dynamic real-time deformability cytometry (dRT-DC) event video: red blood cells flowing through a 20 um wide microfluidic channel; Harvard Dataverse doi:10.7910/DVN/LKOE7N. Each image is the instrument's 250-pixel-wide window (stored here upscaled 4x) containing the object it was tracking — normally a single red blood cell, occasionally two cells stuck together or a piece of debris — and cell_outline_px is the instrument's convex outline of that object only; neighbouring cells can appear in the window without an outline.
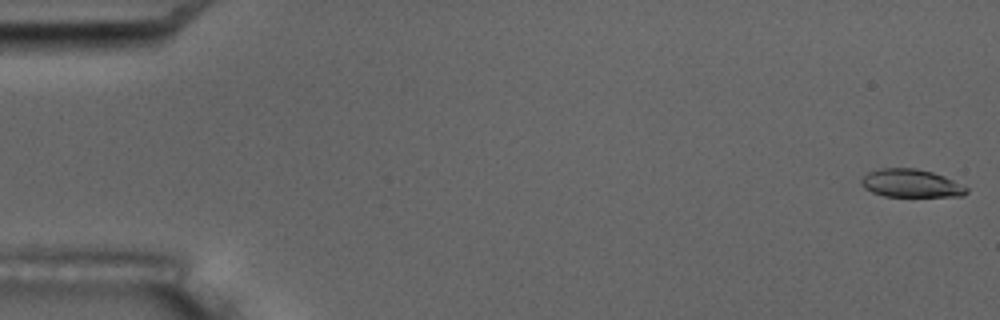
{"species": "common noctule bat (a hibernating species)", "species_latin": "Nyctalus noctula", "temperature_condition": "room temperature", "stored_images_in_passage": 6, "camera_frame_rate_fps": 3000, "um_per_image_px": 0.085, "animal": {"sex": "male", "body_mass_g": 17.5, "forearm_length_mm": 52.3}, "frame": {"image": 1, "passage_image": 1, "time_ms": 0.0, "image_size_px": [1000, 320], "cell_outline_px": [[968, 192], [964, 196], [884, 196], [872, 192], [864, 188], [860, 184], [860, 180], [868, 172], [880, 168], [916, 168], [932, 172], [944, 176], [968, 188]], "centroid_in_image_um": [77.41, 15.58], "position_along_channel_um": 7.6, "area_um2": 17.17}}
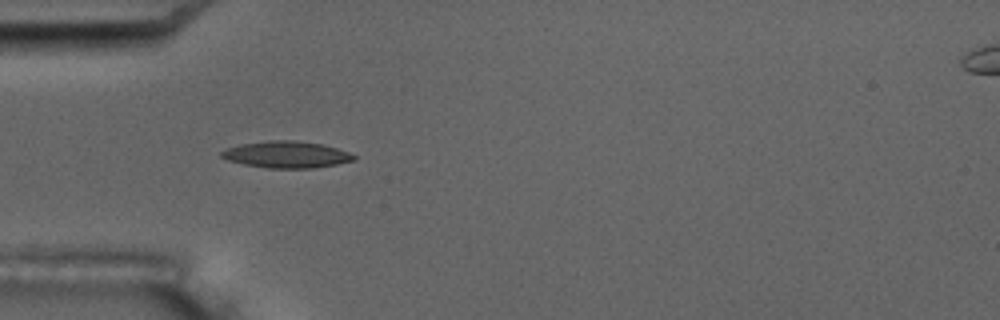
{"frame": {"image": 2, "passage_image": 5, "time_ms": 5.667, "image_size_px": [1000, 320], "cell_outline_px": [[356, 160], [336, 164], [312, 168], [268, 168], [244, 164], [228, 160], [220, 156], [220, 152], [228, 148], [240, 144], [272, 140], [296, 140], [320, 144], [336, 148], [348, 152], [356, 156]], "centroid_in_image_um": [24.35, 13.14], "position_along_channel_um": 60.7, "area_um2": 20.4}}